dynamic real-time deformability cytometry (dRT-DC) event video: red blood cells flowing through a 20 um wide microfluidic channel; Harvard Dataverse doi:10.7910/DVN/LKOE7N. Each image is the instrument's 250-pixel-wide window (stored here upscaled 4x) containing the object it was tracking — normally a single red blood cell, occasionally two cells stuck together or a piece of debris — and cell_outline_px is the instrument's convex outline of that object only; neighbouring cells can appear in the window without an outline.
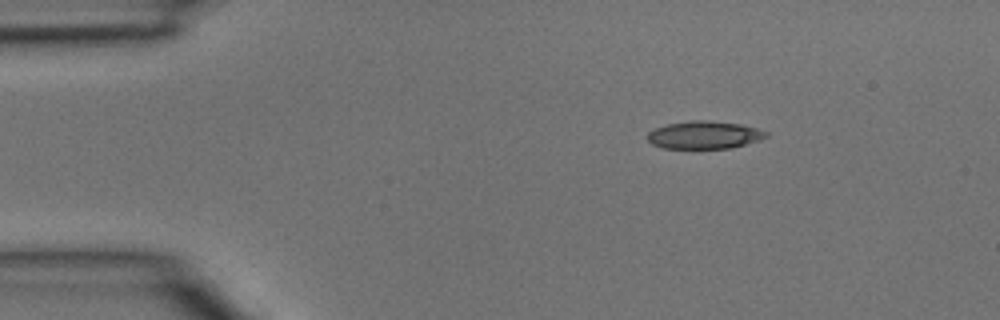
{"species": "common noctule bat (a hibernating species)", "species_latin": "Nyctalus noctula", "temperature_condition": "room temperature", "stored_images_in_passage": 3, "camera_frame_rate_fps": 3000, "um_per_image_px": 0.085, "animal": {"sex": "male", "body_mass_g": 15.6}, "frame": {"image": 1, "passage_image": 1, "time_ms": 0.0, "image_size_px": [1000, 320], "cell_outline_px": [[768, 136], [760, 140], [728, 148], [664, 148], [652, 144], [648, 140], [648, 132], [656, 128], [668, 124], [692, 120], [708, 120], [740, 124], [756, 128], [768, 132]], "centroid_in_image_um": [59.87, 11.46], "position_along_channel_um": 25.1, "area_um2": 18.96}}
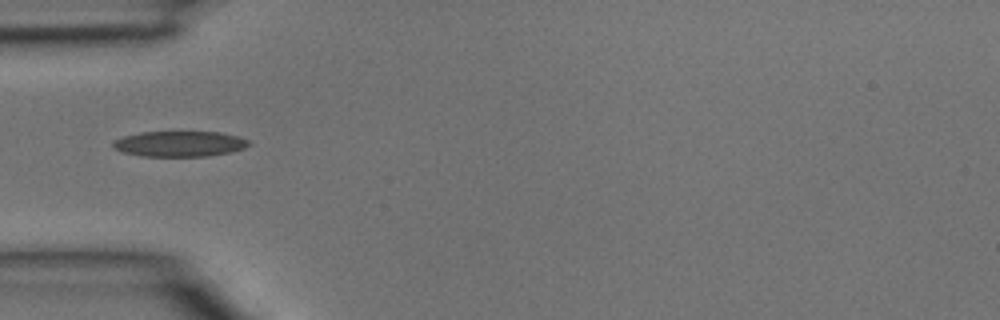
{"frame": {"image": 2, "passage_image": 3, "time_ms": 0.667, "image_size_px": [1000, 320], "cell_outline_px": [[252, 144], [244, 148], [228, 152], [208, 156], [140, 156], [124, 152], [116, 148], [112, 144], [112, 140], [124, 136], [140, 132], [220, 132], [236, 136], [248, 140]], "centroid_in_image_um": [15.25, 12.22], "position_along_channel_um": 69.7, "area_um2": 20.06}}